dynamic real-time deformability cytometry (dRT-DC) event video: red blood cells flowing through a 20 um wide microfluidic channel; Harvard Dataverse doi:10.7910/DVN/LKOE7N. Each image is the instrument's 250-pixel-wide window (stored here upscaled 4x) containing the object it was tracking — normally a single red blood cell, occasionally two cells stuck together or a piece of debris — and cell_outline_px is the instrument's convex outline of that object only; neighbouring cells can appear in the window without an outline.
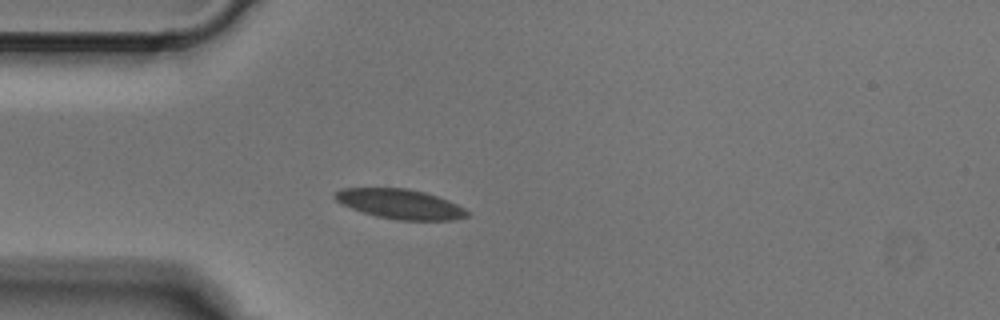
{"species": "Egyptian fruit bat (a non-hibernating species)", "species_latin": "Rousettus aegyptiacus", "temperature_condition": "cold", "stored_images_in_passage": 2, "camera_frame_rate_fps": 3000, "um_per_image_px": 0.085, "animal": {"sex": "male"}, "frame": {"image": 1, "passage_image": 2, "time_ms": 0.333, "image_size_px": [1000, 320], "cell_outline_px": [[472, 212], [468, 216], [452, 220], [396, 220], [376, 216], [340, 204], [332, 196], [340, 188], [408, 188], [424, 192], [448, 200]], "centroid_in_image_um": [34.01, 17.34], "position_along_channel_um": 51.0, "area_um2": 22.95}}